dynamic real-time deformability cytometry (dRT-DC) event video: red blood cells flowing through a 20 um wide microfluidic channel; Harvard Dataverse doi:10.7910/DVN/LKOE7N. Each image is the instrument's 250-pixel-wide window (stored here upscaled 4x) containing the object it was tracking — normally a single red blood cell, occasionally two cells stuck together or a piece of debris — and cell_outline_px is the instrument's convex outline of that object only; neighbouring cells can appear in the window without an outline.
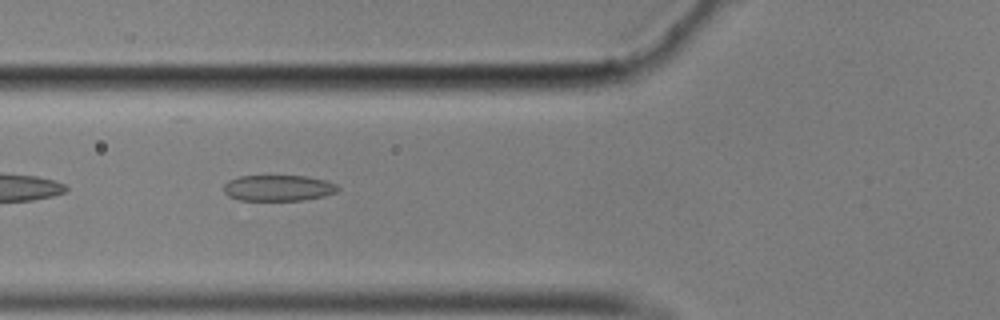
{"species": "common noctule bat (a hibernating species)", "species_latin": "Nyctalus noctula", "temperature_condition": "cold", "stored_images_in_passage": 41, "camera_frame_rate_fps": 3000, "um_per_image_px": 0.085, "animal": {"sex": "male", "body_mass_g": 17.9}, "frame": {"image": 1, "passage_image": 5, "time_ms": 1.333, "image_size_px": [1000, 320], "cell_outline_px": [[340, 188], [336, 192], [324, 196], [304, 200], [236, 200], [228, 196], [224, 192], [224, 184], [228, 180], [240, 176], [308, 176], [328, 180], [336, 184]], "centroid_in_image_um": [23.66, 15.98], "position_along_channel_um": 102.1, "area_um2": 17.46}}
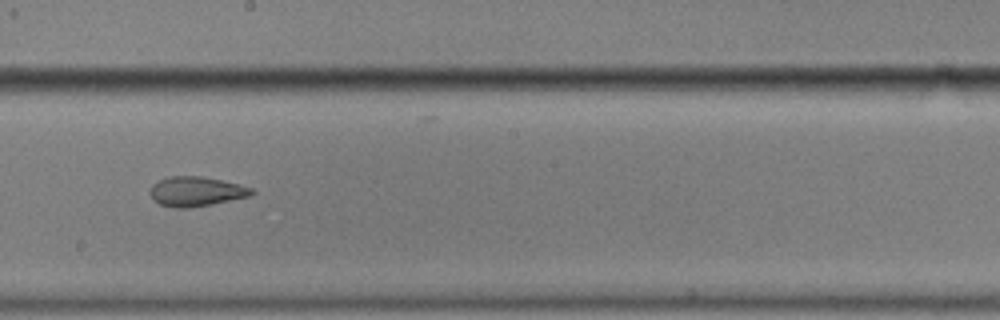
{"frame": {"image": 2, "passage_image": 16, "time_ms": 5.0, "image_size_px": [1000, 320], "cell_outline_px": [[256, 192], [252, 196], [212, 204], [188, 208], [172, 208], [160, 204], [152, 196], [152, 184], [156, 180], [168, 176], [200, 176], [240, 184], [252, 188]], "centroid_in_image_um": [16.71, 16.27], "position_along_channel_um": 231.5, "area_um2": 17.57}}
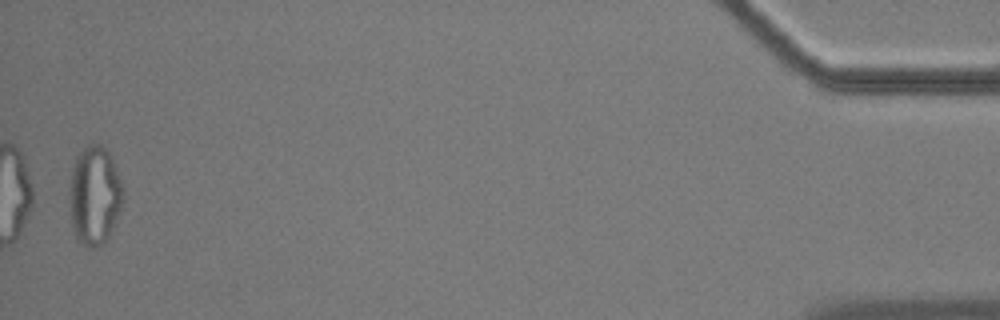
{"frame": {"image": 3, "passage_image": 40, "time_ms": 13.0, "image_size_px": [1000, 320], "cell_outline_px": [[124, 196], [120, 212], [116, 224], [112, 232], [104, 244], [100, 248], [88, 248], [76, 240], [72, 224], [68, 204], [68, 188], [72, 168], [76, 156], [92, 140], [100, 144], [112, 156], [124, 188]], "centroid_in_image_um": [8.04, 16.64], "position_along_channel_um": 427.2, "area_um2": 32.14}, "authors_computed_cell_mechanics": {"area_um2": 19.363, "velocity_mm_per_s": 3.5141, "shape_relaxation_time_tau1_ms": null, "shape_relaxation_time_tau2_ms": 1.877, "deformation_change_tau1": null, "deformation_change_tau2": 0.0953}}